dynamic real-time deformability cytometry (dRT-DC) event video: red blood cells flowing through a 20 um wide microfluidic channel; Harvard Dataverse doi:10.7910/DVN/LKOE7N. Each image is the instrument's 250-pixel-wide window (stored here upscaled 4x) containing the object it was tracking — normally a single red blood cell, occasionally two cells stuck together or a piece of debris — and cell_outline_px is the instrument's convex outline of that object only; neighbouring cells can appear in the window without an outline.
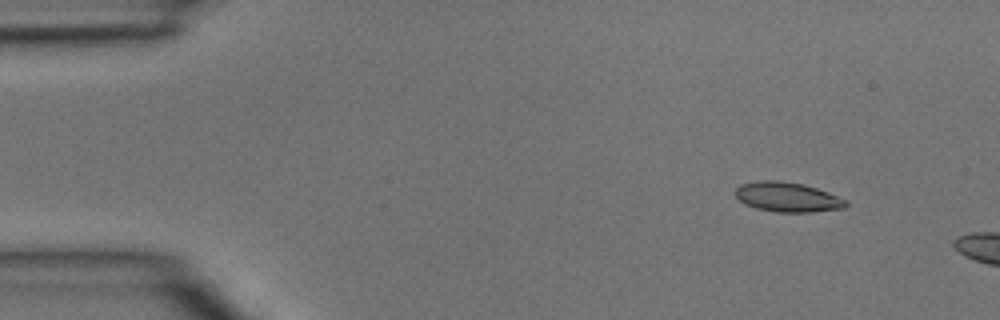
{"species": "common noctule bat (a hibernating species)", "species_latin": "Nyctalus noctula", "temperature_condition": "room temperature", "stored_images_in_passage": 3, "camera_frame_rate_fps": 3000, "um_per_image_px": 0.085, "animal": {"sex": "male", "body_mass_g": 15.6}, "frame": {"image": 1, "passage_image": 1, "time_ms": 0.0, "image_size_px": [1000, 320], "cell_outline_px": [[848, 204], [844, 208], [812, 212], [776, 212], [756, 208], [744, 204], [736, 196], [736, 188], [740, 184], [760, 180], [780, 180], [804, 184], [816, 188], [836, 196], [844, 200]], "centroid_in_image_um": [66.89, 16.74], "position_along_channel_um": 18.1, "area_um2": 19.02}}